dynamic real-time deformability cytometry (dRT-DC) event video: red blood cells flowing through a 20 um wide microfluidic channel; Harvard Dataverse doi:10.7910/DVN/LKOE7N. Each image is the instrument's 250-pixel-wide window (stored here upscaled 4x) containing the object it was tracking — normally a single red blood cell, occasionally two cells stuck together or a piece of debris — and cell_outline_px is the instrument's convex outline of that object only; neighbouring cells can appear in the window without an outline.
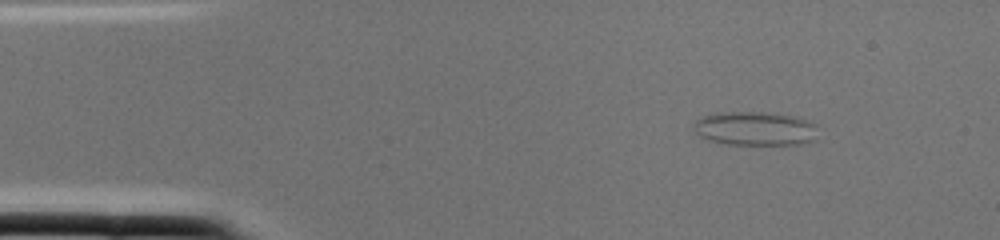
{"species": "common noctule bat (a hibernating species)", "species_latin": "Nyctalus noctula", "temperature_condition": "cold", "stored_images_in_passage": 1, "camera_frame_rate_fps": 3000, "um_per_image_px": 0.085, "animal": {"sex": "female", "body_mass_g": 22.0, "forearm_length_mm": 56.7}, "frame": {"image": 1, "passage_image": 1, "time_ms": 0.0, "image_size_px": [1000, 240], "cell_outline_px": [[816, 140], [800, 144], [728, 144], [708, 140], [700, 136], [692, 128], [692, 124], [700, 116], [720, 112], [760, 112], [796, 116], [812, 120]], "centroid_in_image_um": [64.14, 10.92], "position_along_channel_um": 20.9, "area_um2": 24.62}}